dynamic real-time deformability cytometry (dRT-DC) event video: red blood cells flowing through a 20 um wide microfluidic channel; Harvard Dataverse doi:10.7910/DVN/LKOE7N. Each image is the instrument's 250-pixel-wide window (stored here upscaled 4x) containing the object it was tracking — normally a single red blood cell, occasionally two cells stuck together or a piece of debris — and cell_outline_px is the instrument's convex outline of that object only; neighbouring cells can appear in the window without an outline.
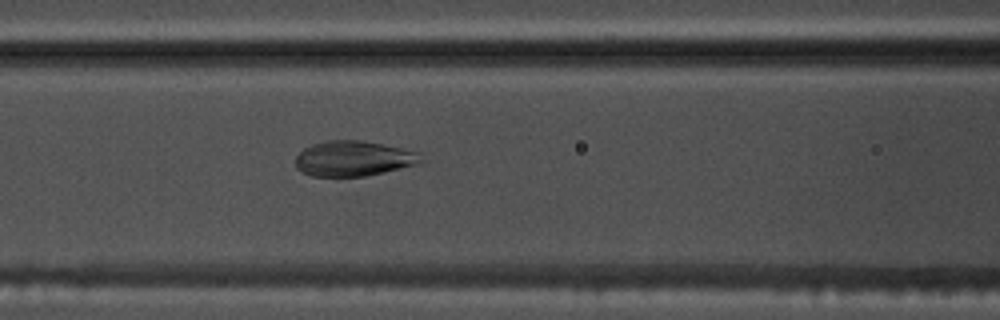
{"species": "common noctule bat (a hibernating species)", "species_latin": "Nyctalus noctula", "temperature_condition": "warm", "stored_images_in_passage": 54, "camera_frame_rate_fps": 3000, "um_per_image_px": 0.085, "animal": {"sex": "male", "body_mass_g": 17.5, "forearm_length_mm": 52.3}, "frame": {"image": 1, "passage_image": 23, "time_ms": 7.333, "image_size_px": [1000, 320], "cell_outline_px": [[420, 164], [384, 172], [364, 176], [312, 176], [300, 172], [296, 168], [296, 156], [304, 148], [312, 144], [328, 140], [360, 140], [420, 152]], "centroid_in_image_um": [30.01, 13.48], "position_along_channel_um": 136.6, "area_um2": 25.66}}
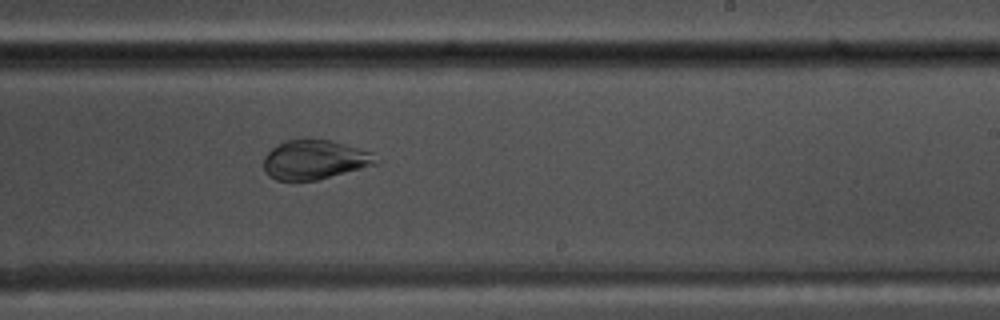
{"frame": {"image": 2, "passage_image": 33, "time_ms": 10.667, "image_size_px": [1000, 320], "cell_outline_px": [[384, 160], [376, 164], [316, 180], [276, 180], [268, 176], [264, 172], [264, 156], [276, 144], [284, 140], [332, 140], [372, 152]], "centroid_in_image_um": [26.76, 13.57], "position_along_channel_um": 262.2, "area_um2": 25.78}}
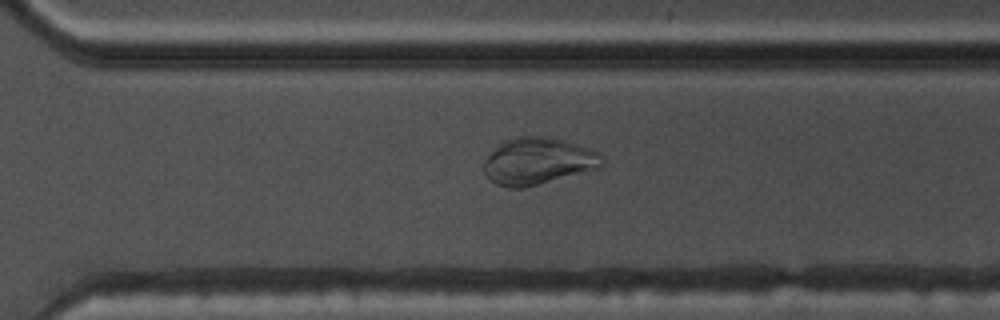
{"frame": {"image": 3, "passage_image": 38, "time_ms": 12.333, "image_size_px": [1000, 320], "cell_outline_px": [[604, 164], [600, 168], [524, 188], [508, 188], [496, 184], [484, 172], [484, 160], [504, 140], [516, 136], [544, 136], [560, 140], [588, 148], [600, 152], [604, 156]], "centroid_in_image_um": [45.75, 13.7], "position_along_channel_um": 324.8, "area_um2": 32.14}}